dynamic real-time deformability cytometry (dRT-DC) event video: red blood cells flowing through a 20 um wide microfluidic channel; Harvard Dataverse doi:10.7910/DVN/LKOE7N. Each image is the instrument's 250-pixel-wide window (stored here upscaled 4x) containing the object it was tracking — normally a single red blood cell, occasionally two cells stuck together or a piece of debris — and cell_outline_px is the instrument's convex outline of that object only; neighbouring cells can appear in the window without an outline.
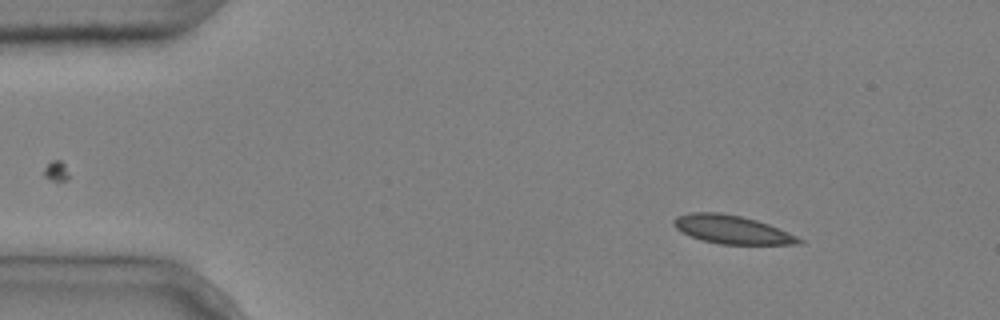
{"species": "common noctule bat (a hibernating species)", "species_latin": "Nyctalus noctula", "temperature_condition": "cold", "stored_images_in_passage": 6, "camera_frame_rate_fps": 3000, "um_per_image_px": 0.085, "animal": {"sex": "male", "body_mass_g": 20.4}, "frame": {"image": 1, "passage_image": 1, "time_ms": 0.0, "image_size_px": [1000, 320], "cell_outline_px": [[804, 244], [720, 244], [700, 240], [680, 232], [672, 224], [672, 220], [676, 216], [688, 212], [720, 212], [740, 216], [756, 220], [768, 224], [788, 232], [804, 240]], "centroid_in_image_um": [62.17, 19.51], "position_along_channel_um": 22.8, "area_um2": 20.87}}
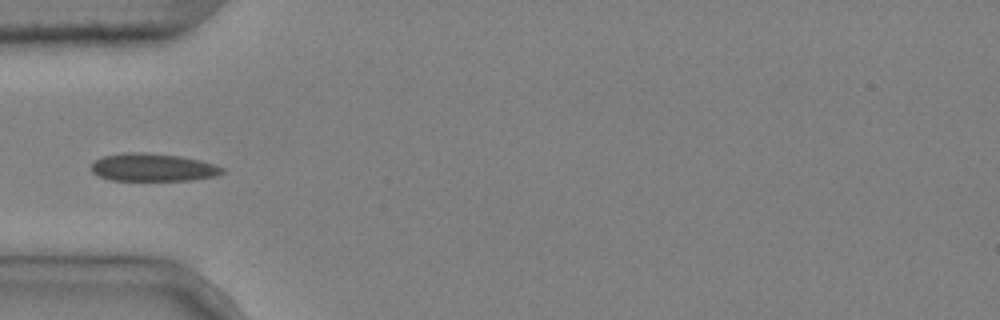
{"frame": {"image": 2, "passage_image": 3, "time_ms": 0.667, "image_size_px": [1000, 320], "cell_outline_px": [[224, 172], [216, 176], [192, 180], [112, 180], [100, 176], [92, 172], [92, 164], [96, 160], [104, 156], [124, 152], [144, 152], [180, 156], [200, 160], [216, 164], [224, 168]], "centroid_in_image_um": [13.04, 14.22], "position_along_channel_um": 72.0, "area_um2": 21.21}}